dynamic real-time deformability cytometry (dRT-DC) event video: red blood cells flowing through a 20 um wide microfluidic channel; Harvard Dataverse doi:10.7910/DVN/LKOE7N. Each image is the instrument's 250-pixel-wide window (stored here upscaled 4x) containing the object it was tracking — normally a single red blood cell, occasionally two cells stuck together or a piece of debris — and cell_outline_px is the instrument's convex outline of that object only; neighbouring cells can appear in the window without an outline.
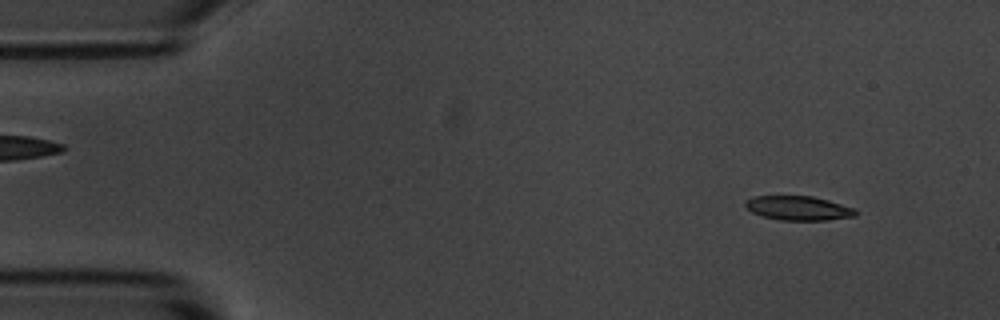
{"species": "common noctule bat (a hibernating species)", "species_latin": "Nyctalus noctula", "temperature_condition": "room temperature", "stored_images_in_passage": 53, "camera_frame_rate_fps": 3000, "um_per_image_px": 0.085, "animal": {"sex": "male", "body_mass_g": 20.1, "forearm_length_mm": 53.5}, "frame": {"image": 1, "passage_image": 4, "time_ms": 1.0, "image_size_px": [1000, 320], "cell_outline_px": [[860, 212], [856, 216], [828, 220], [780, 220], [764, 216], [752, 212], [744, 204], [744, 200], [752, 196], [812, 196], [828, 200], [856, 208]], "centroid_in_image_um": [67.91, 17.69], "position_along_channel_um": 17.1, "area_um2": 15.72}}
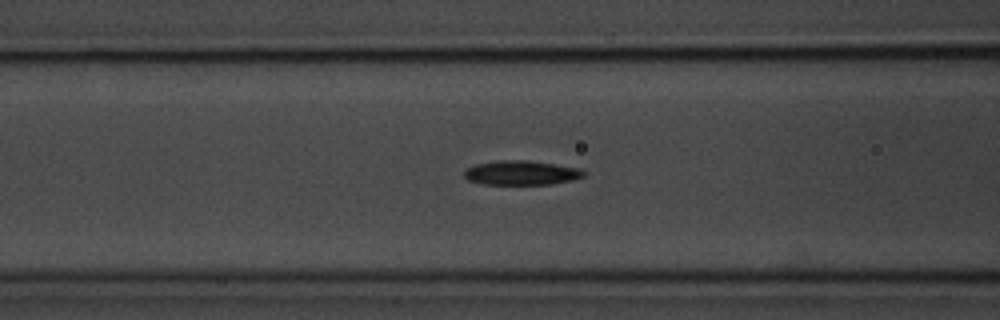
{"frame": {"image": 2, "passage_image": 20, "time_ms": 6.333, "image_size_px": [1000, 320], "cell_outline_px": [[584, 176], [572, 180], [548, 184], [480, 184], [468, 180], [464, 176], [464, 172], [468, 168], [476, 164], [500, 160], [524, 160], [580, 168], [584, 172]], "centroid_in_image_um": [44.28, 14.69], "position_along_channel_um": 122.3, "area_um2": 16.7}}
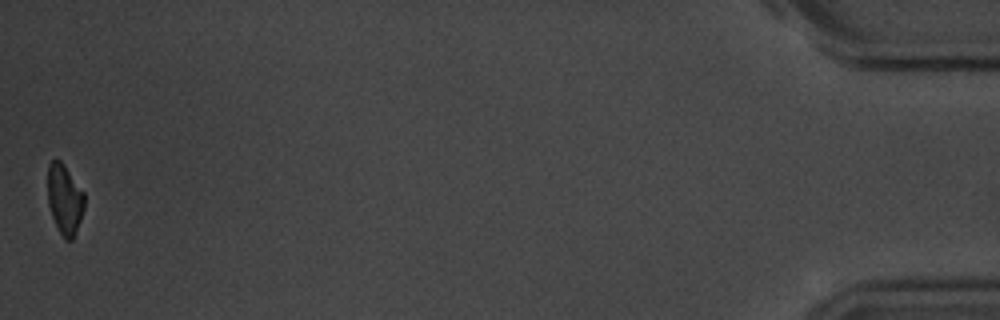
{"frame": {"image": 3, "passage_image": 53, "time_ms": 17.333, "image_size_px": [1000, 320], "cell_outline_px": [[84, 208], [80, 220], [72, 240], [64, 240], [52, 216], [48, 204], [48, 164], [52, 160], [60, 160], [64, 164], [84, 192]], "centroid_in_image_um": [5.49, 16.92], "position_along_channel_um": 429.7, "area_um2": 14.85}, "authors_computed_cell_mechanics": {"area_um2": 16.5886, "velocity_mm_per_s": 3.6693, "shape_relaxation_time_tau1_ms": 3.4369, "shape_relaxation_time_tau2_ms": null, "deformation_change_tau1": 0.1081, "deformation_change_tau2": null}}